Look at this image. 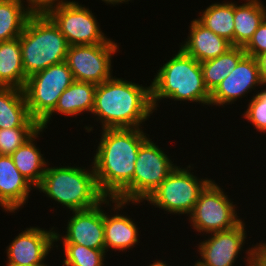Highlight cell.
I'll use <instances>...</instances> for the list:
<instances>
[{"label": "cell", "mask_w": 266, "mask_h": 266, "mask_svg": "<svg viewBox=\"0 0 266 266\" xmlns=\"http://www.w3.org/2000/svg\"><path fill=\"white\" fill-rule=\"evenodd\" d=\"M32 14L22 0H0V42L20 37Z\"/></svg>", "instance_id": "d4e9b609"}, {"label": "cell", "mask_w": 266, "mask_h": 266, "mask_svg": "<svg viewBox=\"0 0 266 266\" xmlns=\"http://www.w3.org/2000/svg\"><path fill=\"white\" fill-rule=\"evenodd\" d=\"M20 48V37L0 42V87L23 89L27 80Z\"/></svg>", "instance_id": "603a6c76"}, {"label": "cell", "mask_w": 266, "mask_h": 266, "mask_svg": "<svg viewBox=\"0 0 266 266\" xmlns=\"http://www.w3.org/2000/svg\"><path fill=\"white\" fill-rule=\"evenodd\" d=\"M36 188L46 197L62 204L69 211L95 207L106 197L100 191L92 164L91 169L75 166L48 167Z\"/></svg>", "instance_id": "277c9868"}, {"label": "cell", "mask_w": 266, "mask_h": 266, "mask_svg": "<svg viewBox=\"0 0 266 266\" xmlns=\"http://www.w3.org/2000/svg\"><path fill=\"white\" fill-rule=\"evenodd\" d=\"M39 129L40 127L0 129V155L10 156Z\"/></svg>", "instance_id": "83f0119b"}, {"label": "cell", "mask_w": 266, "mask_h": 266, "mask_svg": "<svg viewBox=\"0 0 266 266\" xmlns=\"http://www.w3.org/2000/svg\"><path fill=\"white\" fill-rule=\"evenodd\" d=\"M43 130V128H40L30 139L10 155L16 168L35 189L40 185L48 164L43 157L44 154H41L40 148L36 147L34 142Z\"/></svg>", "instance_id": "7402d4cb"}, {"label": "cell", "mask_w": 266, "mask_h": 266, "mask_svg": "<svg viewBox=\"0 0 266 266\" xmlns=\"http://www.w3.org/2000/svg\"><path fill=\"white\" fill-rule=\"evenodd\" d=\"M74 81L65 61L29 76L23 92L30 117L40 124L55 109L61 94Z\"/></svg>", "instance_id": "8992f818"}, {"label": "cell", "mask_w": 266, "mask_h": 266, "mask_svg": "<svg viewBox=\"0 0 266 266\" xmlns=\"http://www.w3.org/2000/svg\"><path fill=\"white\" fill-rule=\"evenodd\" d=\"M245 225L241 221L232 229L211 233L199 243L197 251L202 260L196 262L201 266H234L245 243Z\"/></svg>", "instance_id": "4fadbf2b"}, {"label": "cell", "mask_w": 266, "mask_h": 266, "mask_svg": "<svg viewBox=\"0 0 266 266\" xmlns=\"http://www.w3.org/2000/svg\"><path fill=\"white\" fill-rule=\"evenodd\" d=\"M103 2H105L106 4H111V5H118V4H120V3H126V2H128V1H130V0H102ZM132 1V0H131Z\"/></svg>", "instance_id": "e575fe53"}, {"label": "cell", "mask_w": 266, "mask_h": 266, "mask_svg": "<svg viewBox=\"0 0 266 266\" xmlns=\"http://www.w3.org/2000/svg\"><path fill=\"white\" fill-rule=\"evenodd\" d=\"M54 228L49 231L40 227L26 228L9 243L6 262L21 266L47 265L44 263L45 258L55 244Z\"/></svg>", "instance_id": "9a60e30c"}, {"label": "cell", "mask_w": 266, "mask_h": 266, "mask_svg": "<svg viewBox=\"0 0 266 266\" xmlns=\"http://www.w3.org/2000/svg\"><path fill=\"white\" fill-rule=\"evenodd\" d=\"M149 266H170V265H167L166 261L163 262L162 260L161 261L160 260H156L155 262H153Z\"/></svg>", "instance_id": "d590c367"}, {"label": "cell", "mask_w": 266, "mask_h": 266, "mask_svg": "<svg viewBox=\"0 0 266 266\" xmlns=\"http://www.w3.org/2000/svg\"><path fill=\"white\" fill-rule=\"evenodd\" d=\"M64 266H104L105 250L91 249L78 244H63Z\"/></svg>", "instance_id": "4316f807"}, {"label": "cell", "mask_w": 266, "mask_h": 266, "mask_svg": "<svg viewBox=\"0 0 266 266\" xmlns=\"http://www.w3.org/2000/svg\"><path fill=\"white\" fill-rule=\"evenodd\" d=\"M249 101L244 119L250 121L257 131L266 133V88L258 91Z\"/></svg>", "instance_id": "f1b7e54d"}, {"label": "cell", "mask_w": 266, "mask_h": 266, "mask_svg": "<svg viewBox=\"0 0 266 266\" xmlns=\"http://www.w3.org/2000/svg\"><path fill=\"white\" fill-rule=\"evenodd\" d=\"M244 51L247 55L255 58L259 54L266 52V18L259 25L249 43L244 47Z\"/></svg>", "instance_id": "f546056e"}, {"label": "cell", "mask_w": 266, "mask_h": 266, "mask_svg": "<svg viewBox=\"0 0 266 266\" xmlns=\"http://www.w3.org/2000/svg\"><path fill=\"white\" fill-rule=\"evenodd\" d=\"M69 46L67 39L45 13H33L20 36L25 75L29 77L65 61Z\"/></svg>", "instance_id": "5b68a950"}, {"label": "cell", "mask_w": 266, "mask_h": 266, "mask_svg": "<svg viewBox=\"0 0 266 266\" xmlns=\"http://www.w3.org/2000/svg\"><path fill=\"white\" fill-rule=\"evenodd\" d=\"M259 74L262 84L266 85V52L259 54L257 57Z\"/></svg>", "instance_id": "d6a6232c"}, {"label": "cell", "mask_w": 266, "mask_h": 266, "mask_svg": "<svg viewBox=\"0 0 266 266\" xmlns=\"http://www.w3.org/2000/svg\"><path fill=\"white\" fill-rule=\"evenodd\" d=\"M245 1L242 5L234 2V46L243 48L266 18V6L260 0Z\"/></svg>", "instance_id": "44dd1931"}, {"label": "cell", "mask_w": 266, "mask_h": 266, "mask_svg": "<svg viewBox=\"0 0 266 266\" xmlns=\"http://www.w3.org/2000/svg\"><path fill=\"white\" fill-rule=\"evenodd\" d=\"M111 201L112 198H105L95 207L72 211L73 215L67 222L66 234L62 236L55 232V242L61 241L63 244H78L91 249L105 250L104 210L101 206L110 204V207Z\"/></svg>", "instance_id": "7c38bea8"}, {"label": "cell", "mask_w": 266, "mask_h": 266, "mask_svg": "<svg viewBox=\"0 0 266 266\" xmlns=\"http://www.w3.org/2000/svg\"><path fill=\"white\" fill-rule=\"evenodd\" d=\"M123 79L112 76L96 86L91 114L101 121L102 129L142 128L154 112L151 86Z\"/></svg>", "instance_id": "7a4b0ae2"}, {"label": "cell", "mask_w": 266, "mask_h": 266, "mask_svg": "<svg viewBox=\"0 0 266 266\" xmlns=\"http://www.w3.org/2000/svg\"><path fill=\"white\" fill-rule=\"evenodd\" d=\"M148 138L141 144L131 180V204L145 201L176 167L169 156Z\"/></svg>", "instance_id": "30bf717a"}, {"label": "cell", "mask_w": 266, "mask_h": 266, "mask_svg": "<svg viewBox=\"0 0 266 266\" xmlns=\"http://www.w3.org/2000/svg\"><path fill=\"white\" fill-rule=\"evenodd\" d=\"M174 55L160 67L151 81V101L154 110H157L158 102L164 98L199 102L203 106H209L210 93L203 82L200 62L181 49Z\"/></svg>", "instance_id": "3957f363"}, {"label": "cell", "mask_w": 266, "mask_h": 266, "mask_svg": "<svg viewBox=\"0 0 266 266\" xmlns=\"http://www.w3.org/2000/svg\"><path fill=\"white\" fill-rule=\"evenodd\" d=\"M247 255L245 256L247 259L244 260L247 262L245 265L246 266H255V245L249 249L246 250Z\"/></svg>", "instance_id": "836d02e7"}, {"label": "cell", "mask_w": 266, "mask_h": 266, "mask_svg": "<svg viewBox=\"0 0 266 266\" xmlns=\"http://www.w3.org/2000/svg\"><path fill=\"white\" fill-rule=\"evenodd\" d=\"M255 266H266V243L255 245Z\"/></svg>", "instance_id": "1f68e13d"}, {"label": "cell", "mask_w": 266, "mask_h": 266, "mask_svg": "<svg viewBox=\"0 0 266 266\" xmlns=\"http://www.w3.org/2000/svg\"><path fill=\"white\" fill-rule=\"evenodd\" d=\"M189 168L190 165L187 168L176 166L145 201L170 214L190 215L200 192L212 179H199Z\"/></svg>", "instance_id": "52a82bcc"}, {"label": "cell", "mask_w": 266, "mask_h": 266, "mask_svg": "<svg viewBox=\"0 0 266 266\" xmlns=\"http://www.w3.org/2000/svg\"><path fill=\"white\" fill-rule=\"evenodd\" d=\"M189 35L180 49L200 63L217 58L232 47L225 38L216 35L210 29L202 25L197 19H193L189 26Z\"/></svg>", "instance_id": "e0dca14e"}, {"label": "cell", "mask_w": 266, "mask_h": 266, "mask_svg": "<svg viewBox=\"0 0 266 266\" xmlns=\"http://www.w3.org/2000/svg\"><path fill=\"white\" fill-rule=\"evenodd\" d=\"M34 186L19 172L11 156L0 155V206L6 212H14L28 202Z\"/></svg>", "instance_id": "2e32d148"}, {"label": "cell", "mask_w": 266, "mask_h": 266, "mask_svg": "<svg viewBox=\"0 0 266 266\" xmlns=\"http://www.w3.org/2000/svg\"><path fill=\"white\" fill-rule=\"evenodd\" d=\"M118 49V44L112 39L103 44L70 45L65 62L75 81L98 85L113 76L111 59Z\"/></svg>", "instance_id": "8fae6325"}, {"label": "cell", "mask_w": 266, "mask_h": 266, "mask_svg": "<svg viewBox=\"0 0 266 266\" xmlns=\"http://www.w3.org/2000/svg\"><path fill=\"white\" fill-rule=\"evenodd\" d=\"M45 14L58 27L69 45L103 44L109 39L102 32L92 11L77 1L67 0L51 7Z\"/></svg>", "instance_id": "9c48e42d"}, {"label": "cell", "mask_w": 266, "mask_h": 266, "mask_svg": "<svg viewBox=\"0 0 266 266\" xmlns=\"http://www.w3.org/2000/svg\"><path fill=\"white\" fill-rule=\"evenodd\" d=\"M40 127L30 117L23 89L0 87V129Z\"/></svg>", "instance_id": "d6986e66"}, {"label": "cell", "mask_w": 266, "mask_h": 266, "mask_svg": "<svg viewBox=\"0 0 266 266\" xmlns=\"http://www.w3.org/2000/svg\"><path fill=\"white\" fill-rule=\"evenodd\" d=\"M195 264H194V266H201L198 262H194Z\"/></svg>", "instance_id": "74e56055"}, {"label": "cell", "mask_w": 266, "mask_h": 266, "mask_svg": "<svg viewBox=\"0 0 266 266\" xmlns=\"http://www.w3.org/2000/svg\"><path fill=\"white\" fill-rule=\"evenodd\" d=\"M23 2L28 3V8L33 13H45L48 9L53 6H56L60 3H64L66 0H22ZM56 2V3H55Z\"/></svg>", "instance_id": "4dcf8cb0"}, {"label": "cell", "mask_w": 266, "mask_h": 266, "mask_svg": "<svg viewBox=\"0 0 266 266\" xmlns=\"http://www.w3.org/2000/svg\"><path fill=\"white\" fill-rule=\"evenodd\" d=\"M259 85L265 87L260 79L257 59L246 54L235 69L210 94L209 106L225 107L226 104H234V101L245 97V94Z\"/></svg>", "instance_id": "5bb4252c"}, {"label": "cell", "mask_w": 266, "mask_h": 266, "mask_svg": "<svg viewBox=\"0 0 266 266\" xmlns=\"http://www.w3.org/2000/svg\"><path fill=\"white\" fill-rule=\"evenodd\" d=\"M6 266H21V265H16V264H13V263H7ZM25 266H49V265H25Z\"/></svg>", "instance_id": "8d00e7d4"}, {"label": "cell", "mask_w": 266, "mask_h": 266, "mask_svg": "<svg viewBox=\"0 0 266 266\" xmlns=\"http://www.w3.org/2000/svg\"><path fill=\"white\" fill-rule=\"evenodd\" d=\"M105 251L108 249L126 251L138 244L139 228L132 218L123 214L108 215L104 210Z\"/></svg>", "instance_id": "ffe728a7"}, {"label": "cell", "mask_w": 266, "mask_h": 266, "mask_svg": "<svg viewBox=\"0 0 266 266\" xmlns=\"http://www.w3.org/2000/svg\"><path fill=\"white\" fill-rule=\"evenodd\" d=\"M246 55L243 47L232 46L224 54L217 58L209 59L200 63L203 82L211 94L220 82L235 69L238 62Z\"/></svg>", "instance_id": "cb8c5ba5"}, {"label": "cell", "mask_w": 266, "mask_h": 266, "mask_svg": "<svg viewBox=\"0 0 266 266\" xmlns=\"http://www.w3.org/2000/svg\"><path fill=\"white\" fill-rule=\"evenodd\" d=\"M96 86L93 83L74 81L61 94L55 109L40 123V128L46 130L53 114L60 113L66 116L80 115L82 112H91L94 106Z\"/></svg>", "instance_id": "ac0fdd59"}, {"label": "cell", "mask_w": 266, "mask_h": 266, "mask_svg": "<svg viewBox=\"0 0 266 266\" xmlns=\"http://www.w3.org/2000/svg\"><path fill=\"white\" fill-rule=\"evenodd\" d=\"M92 166L100 191L112 198L113 211L131 202V180L141 144L148 138L142 128L102 129Z\"/></svg>", "instance_id": "6da1fadb"}, {"label": "cell", "mask_w": 266, "mask_h": 266, "mask_svg": "<svg viewBox=\"0 0 266 266\" xmlns=\"http://www.w3.org/2000/svg\"><path fill=\"white\" fill-rule=\"evenodd\" d=\"M201 13L196 19L234 46V2L212 3Z\"/></svg>", "instance_id": "484cf974"}, {"label": "cell", "mask_w": 266, "mask_h": 266, "mask_svg": "<svg viewBox=\"0 0 266 266\" xmlns=\"http://www.w3.org/2000/svg\"><path fill=\"white\" fill-rule=\"evenodd\" d=\"M214 180H211L200 192L193 212L188 216L189 222L197 232L211 234L225 231L237 226L242 219L238 218L236 204Z\"/></svg>", "instance_id": "ba28073f"}]
</instances>
